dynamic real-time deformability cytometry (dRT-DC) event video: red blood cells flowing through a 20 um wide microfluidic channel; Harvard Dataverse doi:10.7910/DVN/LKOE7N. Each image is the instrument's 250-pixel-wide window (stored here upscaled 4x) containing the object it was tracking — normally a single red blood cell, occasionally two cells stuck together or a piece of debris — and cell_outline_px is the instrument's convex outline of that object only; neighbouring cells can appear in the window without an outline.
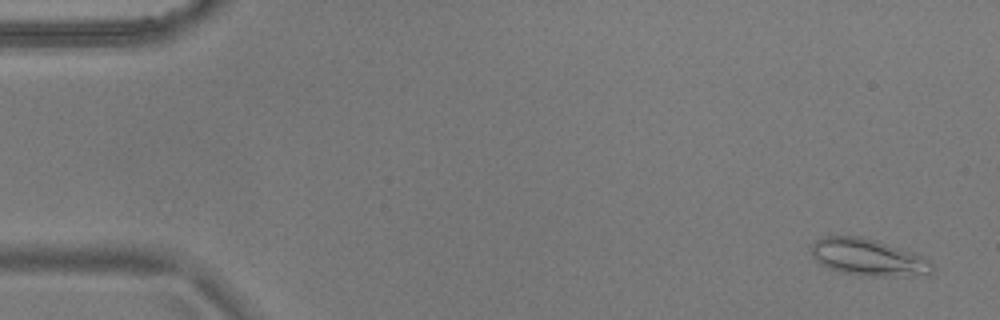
{"species": "common noctule bat (a hibernating species)", "species_latin": "Nyctalus noctula", "temperature_condition": "warm", "stored_images_in_passage": 13, "camera_frame_rate_fps": 3000, "um_per_image_px": 0.085, "animal": {"sex": "male", "body_mass_g": 17.9}, "frame": {"image": 1, "passage_image": 3, "time_ms": 0.667, "image_size_px": [1000, 320], "cell_outline_px": [[932, 272], [928, 276], [860, 276], [840, 272], [828, 268], [820, 264], [812, 256], [812, 244], [820, 236], [860, 236], [912, 252], [924, 256], [932, 264]], "centroid_in_image_um": [73.79, 21.89], "position_along_channel_um": 11.2, "area_um2": 26.13}}